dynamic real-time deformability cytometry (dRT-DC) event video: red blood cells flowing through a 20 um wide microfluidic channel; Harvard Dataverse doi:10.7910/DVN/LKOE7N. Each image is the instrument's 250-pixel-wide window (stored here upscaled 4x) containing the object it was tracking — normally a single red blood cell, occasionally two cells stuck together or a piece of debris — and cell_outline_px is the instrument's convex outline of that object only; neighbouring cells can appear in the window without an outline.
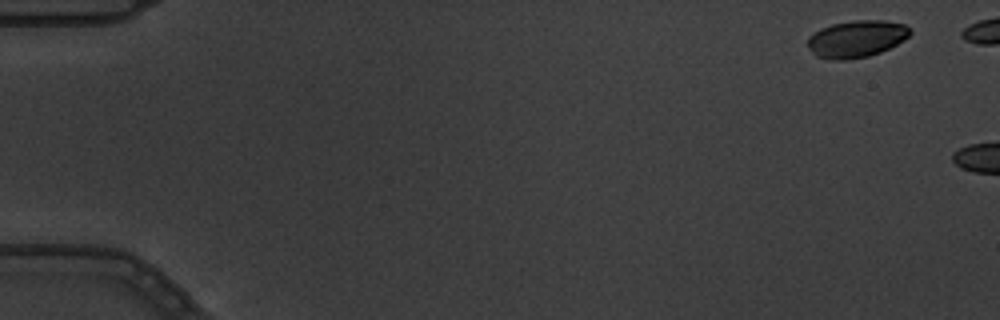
{"species": "common noctule bat (a hibernating species)", "species_latin": "Nyctalus noctula", "temperature_condition": "warm", "stored_images_in_passage": 2, "camera_frame_rate_fps": 3000, "um_per_image_px": 0.085, "animal": {"sex": "male", "body_mass_g": 19.5, "forearm_length_mm": 54.6}, "frame": {"image": 1, "passage_image": 1, "time_ms": 0.0, "image_size_px": [1000, 320], "cell_outline_px": [[912, 32], [904, 40], [880, 52], [868, 56], [844, 60], [836, 60], [816, 56], [808, 48], [808, 36], [820, 28], [832, 24], [856, 20], [884, 20], [904, 24]], "centroid_in_image_um": [72.78, 3.3], "position_along_channel_um": 12.2, "area_um2": 21.96}}